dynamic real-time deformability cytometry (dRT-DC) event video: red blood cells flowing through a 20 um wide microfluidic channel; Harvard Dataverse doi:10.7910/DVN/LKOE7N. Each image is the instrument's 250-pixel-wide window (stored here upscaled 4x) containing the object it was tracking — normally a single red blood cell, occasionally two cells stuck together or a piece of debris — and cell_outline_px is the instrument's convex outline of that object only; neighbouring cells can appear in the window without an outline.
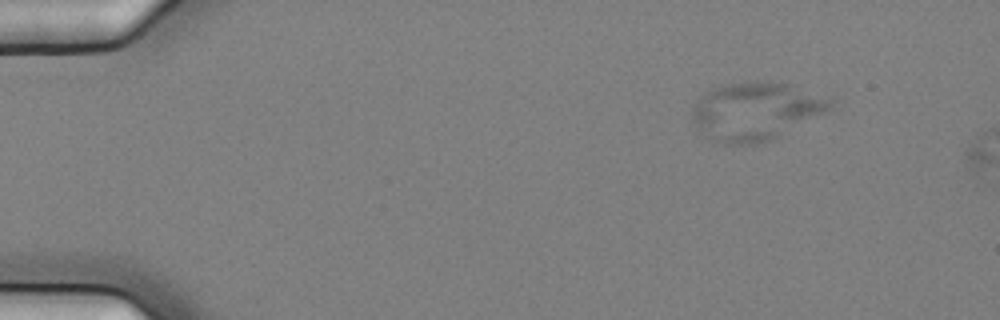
{"species": "common noctule bat (a hibernating species)", "species_latin": "Nyctalus noctula", "temperature_condition": "cold", "stored_images_in_passage": 5, "camera_frame_rate_fps": 3000, "um_per_image_px": 0.085, "animal": {"sex": "female", "body_mass_g": 25.1}, "frame": {"image": 1, "passage_image": 1, "time_ms": 0.0, "image_size_px": [1000, 320], "cell_outline_px": [[836, 100], [832, 108], [768, 140], [756, 144], [724, 144], [708, 136], [692, 120], [692, 108], [700, 96], [704, 92], [720, 84], [748, 80], [772, 80], [788, 84], [832, 96]], "centroid_in_image_um": [64.26, 9.37], "position_along_channel_um": 20.7, "area_um2": 46.76}}